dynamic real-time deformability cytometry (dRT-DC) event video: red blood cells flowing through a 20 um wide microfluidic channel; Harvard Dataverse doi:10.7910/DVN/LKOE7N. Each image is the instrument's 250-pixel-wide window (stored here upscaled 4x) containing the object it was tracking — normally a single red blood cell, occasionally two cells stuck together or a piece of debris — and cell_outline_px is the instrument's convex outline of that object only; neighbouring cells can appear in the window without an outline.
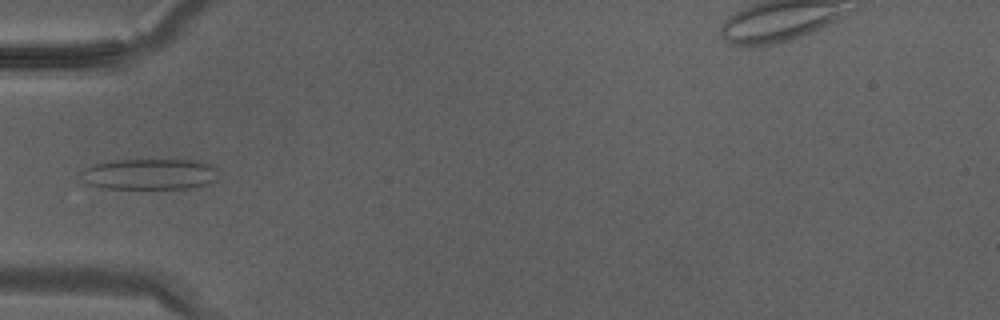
{"species": "Egyptian fruit bat (a non-hibernating species)", "species_latin": "Rousettus aegyptiacus", "temperature_condition": "warm", "stored_images_in_passage": 29, "camera_frame_rate_fps": 3000, "um_per_image_px": 0.085, "animal": {"sex": "male"}, "frame": {"image": 1, "passage_image": 5, "time_ms": 1.333, "image_size_px": [1000, 320], "cell_outline_px": [[216, 168], [212, 180], [208, 184], [200, 188], [108, 188], [88, 184], [84, 180], [80, 172], [84, 168], [92, 164], [112, 160], [200, 160], [212, 164]], "centroid_in_image_um": [12.71, 14.79], "position_along_channel_um": 72.3, "area_um2": 24.74}}
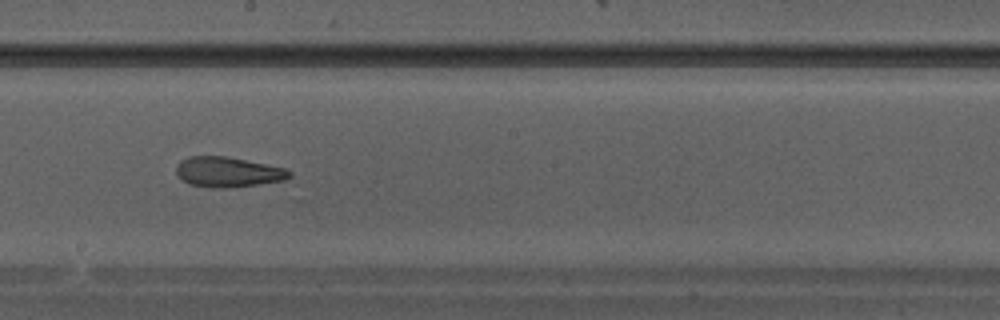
{"frame": {"image": 2, "passage_image": 13, "time_ms": 4.0, "image_size_px": [1000, 320], "cell_outline_px": [[292, 176], [284, 180], [256, 184], [224, 188], [216, 188], [188, 184], [176, 172], [176, 164], [180, 160], [188, 156], [224, 156], [284, 168], [292, 172]], "centroid_in_image_um": [19.34, 14.61], "position_along_channel_um": 228.9, "area_um2": 19.59}}